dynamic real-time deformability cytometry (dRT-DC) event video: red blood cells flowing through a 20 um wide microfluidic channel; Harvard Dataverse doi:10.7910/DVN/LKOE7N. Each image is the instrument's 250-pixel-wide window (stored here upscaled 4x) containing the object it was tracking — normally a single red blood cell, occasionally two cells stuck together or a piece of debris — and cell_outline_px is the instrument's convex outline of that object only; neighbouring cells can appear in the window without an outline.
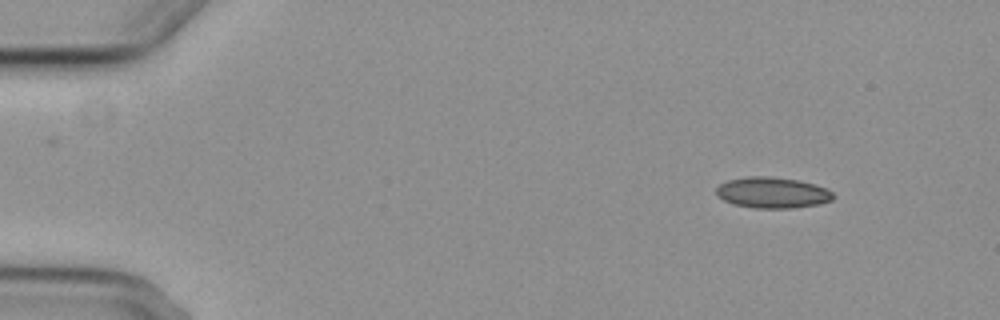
{"species": "common noctule bat (a hibernating species)", "species_latin": "Nyctalus noctula", "temperature_condition": "cold", "stored_images_in_passage": 3, "camera_frame_rate_fps": 3000, "um_per_image_px": 0.085, "animal": {"sex": "female", "body_mass_g": 29.2, "forearm_length_mm": 56.3}, "frame": {"image": 1, "passage_image": 1, "time_ms": 0.0, "image_size_px": [1000, 320], "cell_outline_px": [[836, 196], [832, 200], [820, 204], [792, 208], [756, 208], [732, 204], [716, 196], [716, 188], [720, 184], [728, 180], [748, 176], [772, 176], [800, 180], [816, 184], [828, 188]], "centroid_in_image_um": [65.68, 16.37], "position_along_channel_um": 19.3, "area_um2": 21.44}}
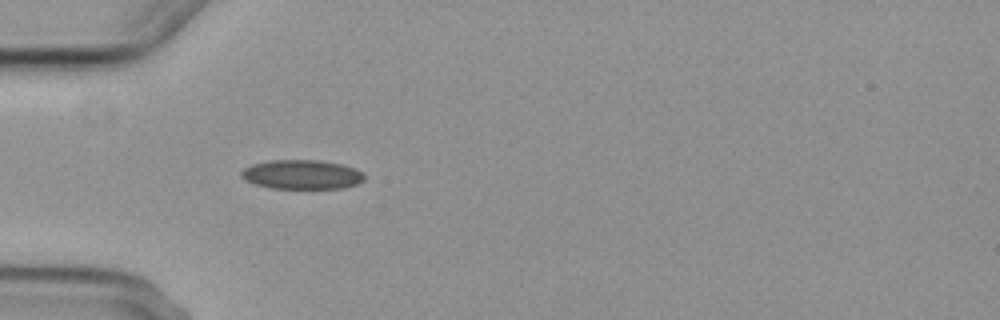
{"frame": {"image": 2, "passage_image": 3, "time_ms": 3.667, "image_size_px": [1000, 320], "cell_outline_px": [[364, 180], [360, 184], [344, 188], [272, 188], [256, 184], [244, 180], [240, 176], [240, 172], [244, 168], [252, 164], [272, 160], [320, 160], [340, 164], [356, 168], [364, 172]], "centroid_in_image_um": [25.69, 14.83], "position_along_channel_um": 59.3, "area_um2": 21.15}}